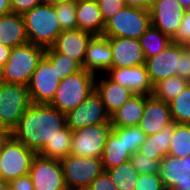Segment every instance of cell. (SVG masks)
Here are the masks:
<instances>
[{
	"mask_svg": "<svg viewBox=\"0 0 190 190\" xmlns=\"http://www.w3.org/2000/svg\"><path fill=\"white\" fill-rule=\"evenodd\" d=\"M172 123L169 103L161 101L153 95H146L144 113L138 123L140 129L149 136L160 132Z\"/></svg>",
	"mask_w": 190,
	"mask_h": 190,
	"instance_id": "17",
	"label": "cell"
},
{
	"mask_svg": "<svg viewBox=\"0 0 190 190\" xmlns=\"http://www.w3.org/2000/svg\"><path fill=\"white\" fill-rule=\"evenodd\" d=\"M44 53L45 48L31 42L11 48L8 61L3 66L5 82L28 86Z\"/></svg>",
	"mask_w": 190,
	"mask_h": 190,
	"instance_id": "4",
	"label": "cell"
},
{
	"mask_svg": "<svg viewBox=\"0 0 190 190\" xmlns=\"http://www.w3.org/2000/svg\"><path fill=\"white\" fill-rule=\"evenodd\" d=\"M111 63L112 49L108 37L94 35L87 45L84 69L97 76L111 69Z\"/></svg>",
	"mask_w": 190,
	"mask_h": 190,
	"instance_id": "19",
	"label": "cell"
},
{
	"mask_svg": "<svg viewBox=\"0 0 190 190\" xmlns=\"http://www.w3.org/2000/svg\"><path fill=\"white\" fill-rule=\"evenodd\" d=\"M36 152L11 139L0 149V179L6 182L29 174Z\"/></svg>",
	"mask_w": 190,
	"mask_h": 190,
	"instance_id": "9",
	"label": "cell"
},
{
	"mask_svg": "<svg viewBox=\"0 0 190 190\" xmlns=\"http://www.w3.org/2000/svg\"><path fill=\"white\" fill-rule=\"evenodd\" d=\"M60 162L68 189L85 190L98 175L105 171L102 160L98 158L70 154Z\"/></svg>",
	"mask_w": 190,
	"mask_h": 190,
	"instance_id": "7",
	"label": "cell"
},
{
	"mask_svg": "<svg viewBox=\"0 0 190 190\" xmlns=\"http://www.w3.org/2000/svg\"><path fill=\"white\" fill-rule=\"evenodd\" d=\"M131 155L124 143V127H113L112 133L106 139L100 158L104 170L114 168L130 160Z\"/></svg>",
	"mask_w": 190,
	"mask_h": 190,
	"instance_id": "22",
	"label": "cell"
},
{
	"mask_svg": "<svg viewBox=\"0 0 190 190\" xmlns=\"http://www.w3.org/2000/svg\"><path fill=\"white\" fill-rule=\"evenodd\" d=\"M73 131L67 126L48 142L37 154L45 158L61 161L70 155Z\"/></svg>",
	"mask_w": 190,
	"mask_h": 190,
	"instance_id": "27",
	"label": "cell"
},
{
	"mask_svg": "<svg viewBox=\"0 0 190 190\" xmlns=\"http://www.w3.org/2000/svg\"><path fill=\"white\" fill-rule=\"evenodd\" d=\"M151 25L173 39L186 11L178 0H153Z\"/></svg>",
	"mask_w": 190,
	"mask_h": 190,
	"instance_id": "13",
	"label": "cell"
},
{
	"mask_svg": "<svg viewBox=\"0 0 190 190\" xmlns=\"http://www.w3.org/2000/svg\"><path fill=\"white\" fill-rule=\"evenodd\" d=\"M95 91L110 116L134 95L128 88L113 82L105 74L96 76Z\"/></svg>",
	"mask_w": 190,
	"mask_h": 190,
	"instance_id": "21",
	"label": "cell"
},
{
	"mask_svg": "<svg viewBox=\"0 0 190 190\" xmlns=\"http://www.w3.org/2000/svg\"><path fill=\"white\" fill-rule=\"evenodd\" d=\"M139 40L146 60L157 55L172 43L169 36L152 25L142 34Z\"/></svg>",
	"mask_w": 190,
	"mask_h": 190,
	"instance_id": "28",
	"label": "cell"
},
{
	"mask_svg": "<svg viewBox=\"0 0 190 190\" xmlns=\"http://www.w3.org/2000/svg\"><path fill=\"white\" fill-rule=\"evenodd\" d=\"M66 127V115L49 104H31L12 130V137L38 153Z\"/></svg>",
	"mask_w": 190,
	"mask_h": 190,
	"instance_id": "1",
	"label": "cell"
},
{
	"mask_svg": "<svg viewBox=\"0 0 190 190\" xmlns=\"http://www.w3.org/2000/svg\"><path fill=\"white\" fill-rule=\"evenodd\" d=\"M173 132L174 122L164 127L160 132L147 136L138 152L161 161L168 155Z\"/></svg>",
	"mask_w": 190,
	"mask_h": 190,
	"instance_id": "26",
	"label": "cell"
},
{
	"mask_svg": "<svg viewBox=\"0 0 190 190\" xmlns=\"http://www.w3.org/2000/svg\"><path fill=\"white\" fill-rule=\"evenodd\" d=\"M40 4L42 0H10L11 12L19 15H23Z\"/></svg>",
	"mask_w": 190,
	"mask_h": 190,
	"instance_id": "42",
	"label": "cell"
},
{
	"mask_svg": "<svg viewBox=\"0 0 190 190\" xmlns=\"http://www.w3.org/2000/svg\"><path fill=\"white\" fill-rule=\"evenodd\" d=\"M31 104L27 86L3 83L0 86V123L2 126L13 130Z\"/></svg>",
	"mask_w": 190,
	"mask_h": 190,
	"instance_id": "8",
	"label": "cell"
},
{
	"mask_svg": "<svg viewBox=\"0 0 190 190\" xmlns=\"http://www.w3.org/2000/svg\"><path fill=\"white\" fill-rule=\"evenodd\" d=\"M76 8L77 29L103 35L105 22L97 0H76Z\"/></svg>",
	"mask_w": 190,
	"mask_h": 190,
	"instance_id": "23",
	"label": "cell"
},
{
	"mask_svg": "<svg viewBox=\"0 0 190 190\" xmlns=\"http://www.w3.org/2000/svg\"><path fill=\"white\" fill-rule=\"evenodd\" d=\"M150 26L149 10L125 6L105 23L103 36L140 39Z\"/></svg>",
	"mask_w": 190,
	"mask_h": 190,
	"instance_id": "5",
	"label": "cell"
},
{
	"mask_svg": "<svg viewBox=\"0 0 190 190\" xmlns=\"http://www.w3.org/2000/svg\"><path fill=\"white\" fill-rule=\"evenodd\" d=\"M146 137L139 126L124 127V143L131 154L139 150Z\"/></svg>",
	"mask_w": 190,
	"mask_h": 190,
	"instance_id": "36",
	"label": "cell"
},
{
	"mask_svg": "<svg viewBox=\"0 0 190 190\" xmlns=\"http://www.w3.org/2000/svg\"><path fill=\"white\" fill-rule=\"evenodd\" d=\"M65 1H69V0H42V4L49 5V6H56Z\"/></svg>",
	"mask_w": 190,
	"mask_h": 190,
	"instance_id": "48",
	"label": "cell"
},
{
	"mask_svg": "<svg viewBox=\"0 0 190 190\" xmlns=\"http://www.w3.org/2000/svg\"><path fill=\"white\" fill-rule=\"evenodd\" d=\"M65 115L66 126L72 131L88 125L102 124L110 120V115L95 90L80 105Z\"/></svg>",
	"mask_w": 190,
	"mask_h": 190,
	"instance_id": "12",
	"label": "cell"
},
{
	"mask_svg": "<svg viewBox=\"0 0 190 190\" xmlns=\"http://www.w3.org/2000/svg\"><path fill=\"white\" fill-rule=\"evenodd\" d=\"M8 183L10 190H34L32 179L29 174L20 176Z\"/></svg>",
	"mask_w": 190,
	"mask_h": 190,
	"instance_id": "43",
	"label": "cell"
},
{
	"mask_svg": "<svg viewBox=\"0 0 190 190\" xmlns=\"http://www.w3.org/2000/svg\"><path fill=\"white\" fill-rule=\"evenodd\" d=\"M0 190H10L9 183L0 179Z\"/></svg>",
	"mask_w": 190,
	"mask_h": 190,
	"instance_id": "50",
	"label": "cell"
},
{
	"mask_svg": "<svg viewBox=\"0 0 190 190\" xmlns=\"http://www.w3.org/2000/svg\"><path fill=\"white\" fill-rule=\"evenodd\" d=\"M29 175L34 190H68L59 160L36 154L32 160Z\"/></svg>",
	"mask_w": 190,
	"mask_h": 190,
	"instance_id": "11",
	"label": "cell"
},
{
	"mask_svg": "<svg viewBox=\"0 0 190 190\" xmlns=\"http://www.w3.org/2000/svg\"><path fill=\"white\" fill-rule=\"evenodd\" d=\"M177 76L190 83V50L184 45H180V70Z\"/></svg>",
	"mask_w": 190,
	"mask_h": 190,
	"instance_id": "40",
	"label": "cell"
},
{
	"mask_svg": "<svg viewBox=\"0 0 190 190\" xmlns=\"http://www.w3.org/2000/svg\"><path fill=\"white\" fill-rule=\"evenodd\" d=\"M11 48L0 44V66H4L9 58Z\"/></svg>",
	"mask_w": 190,
	"mask_h": 190,
	"instance_id": "46",
	"label": "cell"
},
{
	"mask_svg": "<svg viewBox=\"0 0 190 190\" xmlns=\"http://www.w3.org/2000/svg\"><path fill=\"white\" fill-rule=\"evenodd\" d=\"M172 42L184 46L190 44V10L185 11L182 21L177 29L176 36L172 39Z\"/></svg>",
	"mask_w": 190,
	"mask_h": 190,
	"instance_id": "39",
	"label": "cell"
},
{
	"mask_svg": "<svg viewBox=\"0 0 190 190\" xmlns=\"http://www.w3.org/2000/svg\"><path fill=\"white\" fill-rule=\"evenodd\" d=\"M54 7L62 31L77 29L76 0L65 1Z\"/></svg>",
	"mask_w": 190,
	"mask_h": 190,
	"instance_id": "34",
	"label": "cell"
},
{
	"mask_svg": "<svg viewBox=\"0 0 190 190\" xmlns=\"http://www.w3.org/2000/svg\"><path fill=\"white\" fill-rule=\"evenodd\" d=\"M159 173L166 190L190 186V156L178 158L167 155L160 161Z\"/></svg>",
	"mask_w": 190,
	"mask_h": 190,
	"instance_id": "20",
	"label": "cell"
},
{
	"mask_svg": "<svg viewBox=\"0 0 190 190\" xmlns=\"http://www.w3.org/2000/svg\"><path fill=\"white\" fill-rule=\"evenodd\" d=\"M5 83L4 73H3V66H0V86Z\"/></svg>",
	"mask_w": 190,
	"mask_h": 190,
	"instance_id": "51",
	"label": "cell"
},
{
	"mask_svg": "<svg viewBox=\"0 0 190 190\" xmlns=\"http://www.w3.org/2000/svg\"><path fill=\"white\" fill-rule=\"evenodd\" d=\"M22 16L28 40L32 44L49 48L62 32L54 6L40 4Z\"/></svg>",
	"mask_w": 190,
	"mask_h": 190,
	"instance_id": "2",
	"label": "cell"
},
{
	"mask_svg": "<svg viewBox=\"0 0 190 190\" xmlns=\"http://www.w3.org/2000/svg\"><path fill=\"white\" fill-rule=\"evenodd\" d=\"M55 67L43 56L27 86L33 104H49L60 84Z\"/></svg>",
	"mask_w": 190,
	"mask_h": 190,
	"instance_id": "10",
	"label": "cell"
},
{
	"mask_svg": "<svg viewBox=\"0 0 190 190\" xmlns=\"http://www.w3.org/2000/svg\"><path fill=\"white\" fill-rule=\"evenodd\" d=\"M188 84L189 82L187 80L177 75L172 76L155 83L153 85L152 95L161 101L169 103L178 96Z\"/></svg>",
	"mask_w": 190,
	"mask_h": 190,
	"instance_id": "29",
	"label": "cell"
},
{
	"mask_svg": "<svg viewBox=\"0 0 190 190\" xmlns=\"http://www.w3.org/2000/svg\"><path fill=\"white\" fill-rule=\"evenodd\" d=\"M44 57L55 67L60 81L82 69L75 60L56 52L52 47L45 49Z\"/></svg>",
	"mask_w": 190,
	"mask_h": 190,
	"instance_id": "32",
	"label": "cell"
},
{
	"mask_svg": "<svg viewBox=\"0 0 190 190\" xmlns=\"http://www.w3.org/2000/svg\"><path fill=\"white\" fill-rule=\"evenodd\" d=\"M146 95L134 94L124 105L110 116L113 127L138 126L144 113Z\"/></svg>",
	"mask_w": 190,
	"mask_h": 190,
	"instance_id": "25",
	"label": "cell"
},
{
	"mask_svg": "<svg viewBox=\"0 0 190 190\" xmlns=\"http://www.w3.org/2000/svg\"><path fill=\"white\" fill-rule=\"evenodd\" d=\"M105 75L113 82L128 88L133 94L152 95L153 84L145 64L125 68H111Z\"/></svg>",
	"mask_w": 190,
	"mask_h": 190,
	"instance_id": "15",
	"label": "cell"
},
{
	"mask_svg": "<svg viewBox=\"0 0 190 190\" xmlns=\"http://www.w3.org/2000/svg\"><path fill=\"white\" fill-rule=\"evenodd\" d=\"M178 1L184 9L190 10V0H178Z\"/></svg>",
	"mask_w": 190,
	"mask_h": 190,
	"instance_id": "49",
	"label": "cell"
},
{
	"mask_svg": "<svg viewBox=\"0 0 190 190\" xmlns=\"http://www.w3.org/2000/svg\"><path fill=\"white\" fill-rule=\"evenodd\" d=\"M168 155L178 158L190 156V124L174 123Z\"/></svg>",
	"mask_w": 190,
	"mask_h": 190,
	"instance_id": "31",
	"label": "cell"
},
{
	"mask_svg": "<svg viewBox=\"0 0 190 190\" xmlns=\"http://www.w3.org/2000/svg\"><path fill=\"white\" fill-rule=\"evenodd\" d=\"M29 42L24 18L19 14L0 16V44L10 48Z\"/></svg>",
	"mask_w": 190,
	"mask_h": 190,
	"instance_id": "24",
	"label": "cell"
},
{
	"mask_svg": "<svg viewBox=\"0 0 190 190\" xmlns=\"http://www.w3.org/2000/svg\"><path fill=\"white\" fill-rule=\"evenodd\" d=\"M95 79L96 75L84 68L65 77L49 105L65 114L75 109L95 90Z\"/></svg>",
	"mask_w": 190,
	"mask_h": 190,
	"instance_id": "3",
	"label": "cell"
},
{
	"mask_svg": "<svg viewBox=\"0 0 190 190\" xmlns=\"http://www.w3.org/2000/svg\"><path fill=\"white\" fill-rule=\"evenodd\" d=\"M10 13H12L10 0H0V16H4Z\"/></svg>",
	"mask_w": 190,
	"mask_h": 190,
	"instance_id": "47",
	"label": "cell"
},
{
	"mask_svg": "<svg viewBox=\"0 0 190 190\" xmlns=\"http://www.w3.org/2000/svg\"><path fill=\"white\" fill-rule=\"evenodd\" d=\"M94 35L80 29L64 30L51 46L56 52L69 56L84 68V59L89 41Z\"/></svg>",
	"mask_w": 190,
	"mask_h": 190,
	"instance_id": "18",
	"label": "cell"
},
{
	"mask_svg": "<svg viewBox=\"0 0 190 190\" xmlns=\"http://www.w3.org/2000/svg\"><path fill=\"white\" fill-rule=\"evenodd\" d=\"M171 190H190V186L188 188H172Z\"/></svg>",
	"mask_w": 190,
	"mask_h": 190,
	"instance_id": "52",
	"label": "cell"
},
{
	"mask_svg": "<svg viewBox=\"0 0 190 190\" xmlns=\"http://www.w3.org/2000/svg\"><path fill=\"white\" fill-rule=\"evenodd\" d=\"M12 130L10 128L4 127L0 129V149L5 146V144L11 139Z\"/></svg>",
	"mask_w": 190,
	"mask_h": 190,
	"instance_id": "45",
	"label": "cell"
},
{
	"mask_svg": "<svg viewBox=\"0 0 190 190\" xmlns=\"http://www.w3.org/2000/svg\"><path fill=\"white\" fill-rule=\"evenodd\" d=\"M97 3L105 23L125 7L123 0H97Z\"/></svg>",
	"mask_w": 190,
	"mask_h": 190,
	"instance_id": "38",
	"label": "cell"
},
{
	"mask_svg": "<svg viewBox=\"0 0 190 190\" xmlns=\"http://www.w3.org/2000/svg\"><path fill=\"white\" fill-rule=\"evenodd\" d=\"M105 171L118 190H134L139 174L132 166L130 160Z\"/></svg>",
	"mask_w": 190,
	"mask_h": 190,
	"instance_id": "30",
	"label": "cell"
},
{
	"mask_svg": "<svg viewBox=\"0 0 190 190\" xmlns=\"http://www.w3.org/2000/svg\"><path fill=\"white\" fill-rule=\"evenodd\" d=\"M125 6L150 10L153 0H123Z\"/></svg>",
	"mask_w": 190,
	"mask_h": 190,
	"instance_id": "44",
	"label": "cell"
},
{
	"mask_svg": "<svg viewBox=\"0 0 190 190\" xmlns=\"http://www.w3.org/2000/svg\"><path fill=\"white\" fill-rule=\"evenodd\" d=\"M169 106L174 123L190 124V83L169 102Z\"/></svg>",
	"mask_w": 190,
	"mask_h": 190,
	"instance_id": "33",
	"label": "cell"
},
{
	"mask_svg": "<svg viewBox=\"0 0 190 190\" xmlns=\"http://www.w3.org/2000/svg\"><path fill=\"white\" fill-rule=\"evenodd\" d=\"M112 131L111 119L102 124L88 125L74 130L70 154L100 159L106 139Z\"/></svg>",
	"mask_w": 190,
	"mask_h": 190,
	"instance_id": "6",
	"label": "cell"
},
{
	"mask_svg": "<svg viewBox=\"0 0 190 190\" xmlns=\"http://www.w3.org/2000/svg\"><path fill=\"white\" fill-rule=\"evenodd\" d=\"M130 162L138 174H152L159 172L160 161L147 157L138 151L130 156Z\"/></svg>",
	"mask_w": 190,
	"mask_h": 190,
	"instance_id": "35",
	"label": "cell"
},
{
	"mask_svg": "<svg viewBox=\"0 0 190 190\" xmlns=\"http://www.w3.org/2000/svg\"><path fill=\"white\" fill-rule=\"evenodd\" d=\"M134 190H166L160 173L139 174Z\"/></svg>",
	"mask_w": 190,
	"mask_h": 190,
	"instance_id": "37",
	"label": "cell"
},
{
	"mask_svg": "<svg viewBox=\"0 0 190 190\" xmlns=\"http://www.w3.org/2000/svg\"><path fill=\"white\" fill-rule=\"evenodd\" d=\"M85 190H118L106 171L98 175Z\"/></svg>",
	"mask_w": 190,
	"mask_h": 190,
	"instance_id": "41",
	"label": "cell"
},
{
	"mask_svg": "<svg viewBox=\"0 0 190 190\" xmlns=\"http://www.w3.org/2000/svg\"><path fill=\"white\" fill-rule=\"evenodd\" d=\"M145 66L152 84L177 75L180 70V44L172 42L157 55L148 58Z\"/></svg>",
	"mask_w": 190,
	"mask_h": 190,
	"instance_id": "14",
	"label": "cell"
},
{
	"mask_svg": "<svg viewBox=\"0 0 190 190\" xmlns=\"http://www.w3.org/2000/svg\"><path fill=\"white\" fill-rule=\"evenodd\" d=\"M112 49L111 68H125L145 64L139 39L108 37Z\"/></svg>",
	"mask_w": 190,
	"mask_h": 190,
	"instance_id": "16",
	"label": "cell"
}]
</instances>
